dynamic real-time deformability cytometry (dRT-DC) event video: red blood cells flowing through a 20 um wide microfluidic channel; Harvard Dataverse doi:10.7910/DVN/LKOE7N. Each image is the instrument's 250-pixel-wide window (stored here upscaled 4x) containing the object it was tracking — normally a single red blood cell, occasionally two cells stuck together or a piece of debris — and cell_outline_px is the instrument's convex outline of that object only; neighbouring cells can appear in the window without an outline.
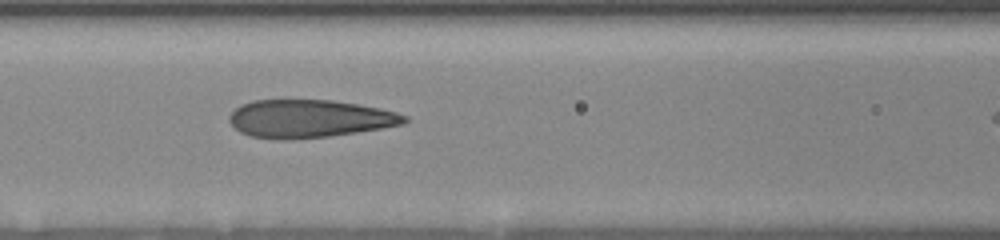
{"species": "human", "species_latin": "Homo sapiens", "temperature_condition": "room temperature", "stored_images_in_passage": 7, "segment_of_instrument_passage": [1, 2], "camera_frame_rate_fps": 3000, "um_per_image_px": 0.085, "donor": {"sex": "female"}, "frame": {"image": 1, "passage_image": 5, "time_ms": 4.0, "image_size_px": [1000, 240], "cell_outline_px": [[408, 120], [404, 124], [356, 132], [328, 136], [284, 140], [272, 140], [252, 136], [240, 132], [228, 120], [228, 116], [240, 104], [252, 100], [332, 100], [380, 108], [396, 112], [408, 116]], "centroid_in_image_um": [26.27, 10.09], "position_along_channel_um": 140.3, "area_um2": 38.67}}
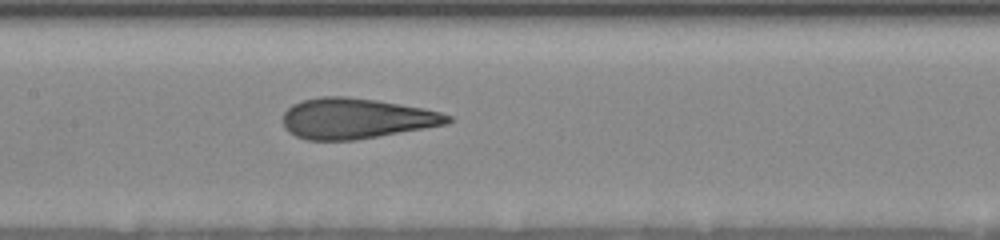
{"frame": {"image": 2, "passage_image": 6, "time_ms": 5.0, "image_size_px": [1000, 240], "cell_outline_px": [[456, 120], [448, 124], [356, 140], [308, 140], [296, 136], [288, 132], [284, 128], [284, 112], [292, 104], [304, 100], [324, 96], [348, 96], [376, 100], [424, 108], [440, 112], [452, 116]], "centroid_in_image_um": [30.3, 10.07], "position_along_channel_um": 177.1, "area_um2": 39.02}}